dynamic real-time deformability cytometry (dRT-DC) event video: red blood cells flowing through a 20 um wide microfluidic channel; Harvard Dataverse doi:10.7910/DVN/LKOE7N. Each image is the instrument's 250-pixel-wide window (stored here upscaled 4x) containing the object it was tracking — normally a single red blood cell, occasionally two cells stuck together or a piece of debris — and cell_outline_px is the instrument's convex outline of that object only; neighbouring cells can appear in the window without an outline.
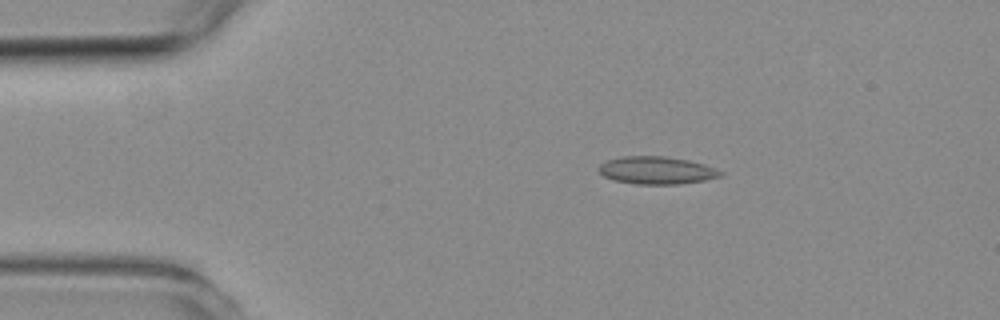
{"species": "common noctule bat (a hibernating species)", "species_latin": "Nyctalus noctula", "temperature_condition": "room temperature", "stored_images_in_passage": 6, "camera_frame_rate_fps": 3000, "um_per_image_px": 0.085, "animal": {"sex": "female", "body_mass_g": 19.3, "forearm_length_mm": 54.1}, "frame": {"image": 1, "passage_image": 3, "time_ms": 2.333, "image_size_px": [1000, 320], "cell_outline_px": [[724, 172], [720, 176], [704, 180], [680, 184], [636, 184], [612, 180], [604, 176], [596, 168], [600, 164], [608, 160], [624, 156], [664, 156], [688, 160], [704, 164], [716, 168]], "centroid_in_image_um": [55.8, 14.48], "position_along_channel_um": 29.2, "area_um2": 19.59}}
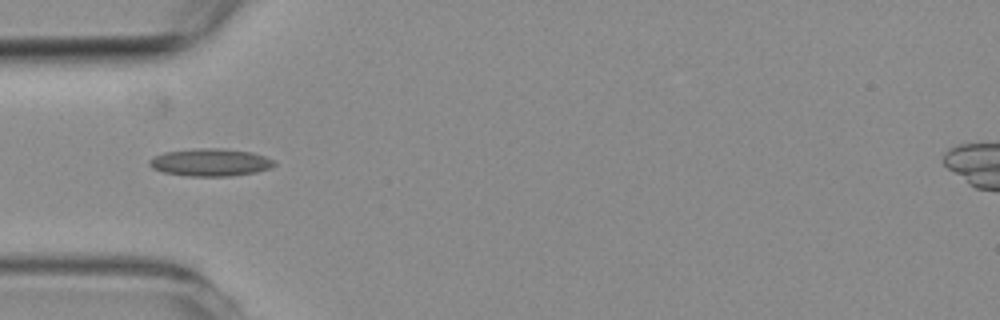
{"frame": {"image": 2, "passage_image": 5, "time_ms": 4.667, "image_size_px": [1000, 320], "cell_outline_px": [[276, 164], [268, 168], [256, 172], [232, 176], [188, 176], [164, 172], [152, 168], [148, 164], [148, 160], [164, 152], [196, 148], [220, 148], [252, 152], [264, 156], [272, 160]], "centroid_in_image_um": [17.86, 13.8], "position_along_channel_um": 67.1, "area_um2": 19.94}}
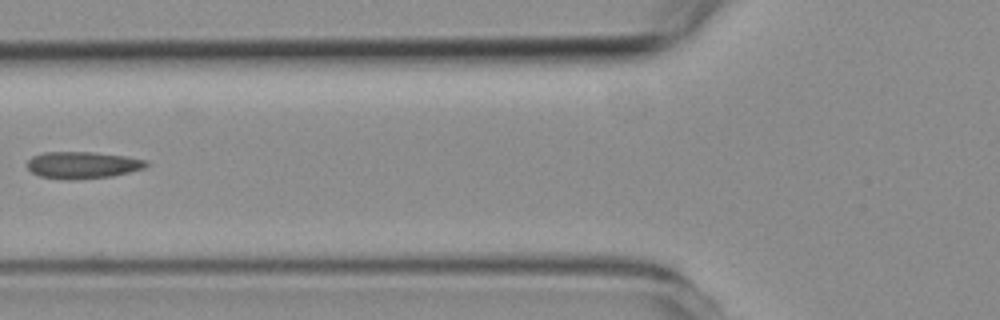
{"frame": {"image": 3, "passage_image": 6, "time_ms": 6.0, "image_size_px": [1000, 320], "cell_outline_px": [[148, 164], [144, 168], [112, 176], [72, 180], [68, 180], [40, 176], [32, 172], [28, 168], [28, 160], [32, 156], [44, 152], [92, 152], [124, 156], [148, 160]], "centroid_in_image_um": [7.01, 14.03], "position_along_channel_um": 118.8, "area_um2": 18.55}}